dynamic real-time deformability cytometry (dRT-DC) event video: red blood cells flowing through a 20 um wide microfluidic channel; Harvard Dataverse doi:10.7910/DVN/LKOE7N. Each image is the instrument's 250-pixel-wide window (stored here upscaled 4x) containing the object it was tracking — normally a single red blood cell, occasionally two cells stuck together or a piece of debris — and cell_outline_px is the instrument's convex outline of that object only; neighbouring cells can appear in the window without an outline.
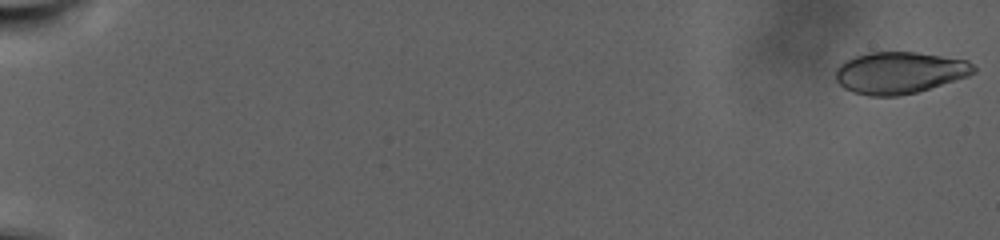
{"species": "human", "species_latin": "Homo sapiens", "temperature_condition": "warm", "stored_images_in_passage": 105, "camera_frame_rate_fps": 3000, "um_per_image_px": 0.085, "donor": {"sex": "male"}, "frame": {"image": 1, "passage_image": 1, "time_ms": 0.0, "image_size_px": [1000, 240], "cell_outline_px": [[976, 72], [968, 76], [916, 92], [900, 96], [868, 96], [852, 92], [844, 88], [836, 80], [836, 68], [844, 60], [852, 56], [868, 52], [916, 52], [968, 60], [976, 68]], "centroid_in_image_um": [76.43, 6.17], "position_along_channel_um": 8.6, "area_um2": 33.76}}
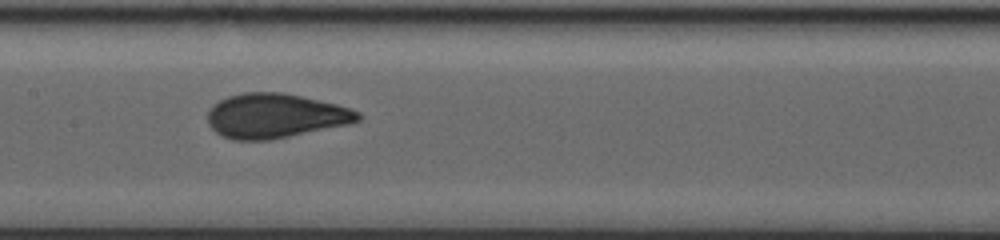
{"frame": {"image": 2, "passage_image": 58, "time_ms": 19.0, "image_size_px": [1000, 240], "cell_outline_px": [[364, 116], [360, 120], [352, 124], [272, 140], [232, 140], [220, 136], [208, 124], [208, 108], [212, 104], [228, 96], [244, 92], [280, 92], [300, 96], [336, 104], [352, 108], [360, 112]], "centroid_in_image_um": [23.42, 9.86], "position_along_channel_um": 184.0, "area_um2": 39.54}}
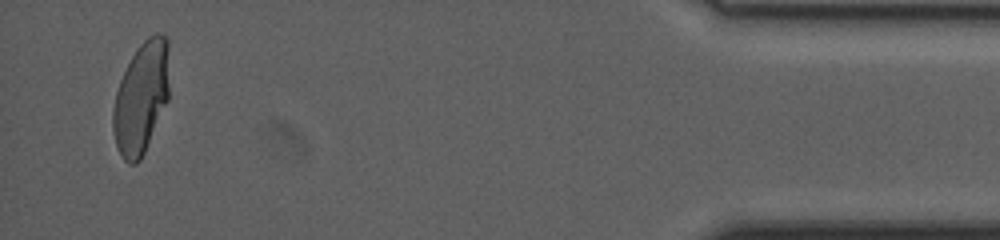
{"frame": {"image": 3, "passage_image": 102, "time_ms": 33.667, "image_size_px": [1000, 240], "cell_outline_px": [[168, 100], [144, 152], [140, 160], [136, 164], [128, 164], [120, 156], [116, 144], [112, 128], [112, 112], [116, 92], [120, 80], [136, 48], [148, 36], [156, 32], [160, 32], [168, 40]], "centroid_in_image_um": [11.99, 8.3], "position_along_channel_um": 423.2, "area_um2": 36.59}}